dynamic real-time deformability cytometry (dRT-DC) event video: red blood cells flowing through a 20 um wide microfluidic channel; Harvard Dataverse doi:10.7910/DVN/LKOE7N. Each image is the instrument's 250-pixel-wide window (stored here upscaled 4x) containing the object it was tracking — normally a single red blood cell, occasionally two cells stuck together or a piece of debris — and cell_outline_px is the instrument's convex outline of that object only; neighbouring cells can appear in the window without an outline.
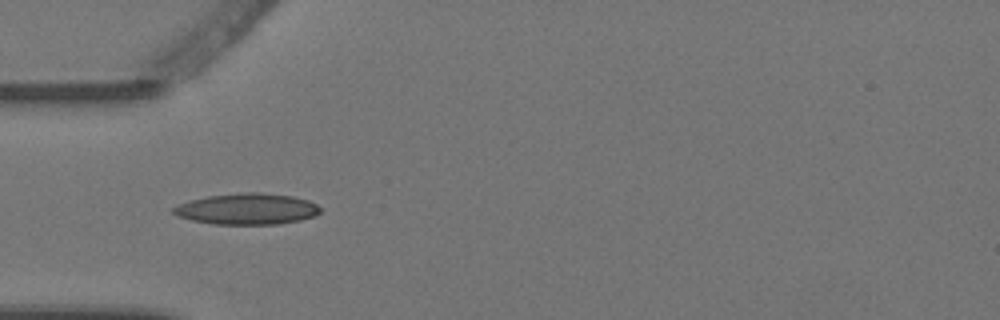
{"species": "Egyptian fruit bat (a non-hibernating species)", "species_latin": "Rousettus aegyptiacus", "temperature_condition": "warm", "stored_images_in_passage": 2, "camera_frame_rate_fps": 3000, "um_per_image_px": 0.085, "animal": {"sex": "female"}, "frame": {"image": 1, "passage_image": 2, "time_ms": 0.333, "image_size_px": [1000, 320], "cell_outline_px": [[320, 212], [316, 216], [300, 220], [276, 224], [216, 224], [192, 220], [176, 216], [172, 212], [172, 208], [180, 204], [192, 200], [208, 196], [240, 192], [260, 192], [292, 196], [308, 200], [316, 204], [320, 208]], "centroid_in_image_um": [21.01, 17.76], "position_along_channel_um": 64.0, "area_um2": 26.59}}